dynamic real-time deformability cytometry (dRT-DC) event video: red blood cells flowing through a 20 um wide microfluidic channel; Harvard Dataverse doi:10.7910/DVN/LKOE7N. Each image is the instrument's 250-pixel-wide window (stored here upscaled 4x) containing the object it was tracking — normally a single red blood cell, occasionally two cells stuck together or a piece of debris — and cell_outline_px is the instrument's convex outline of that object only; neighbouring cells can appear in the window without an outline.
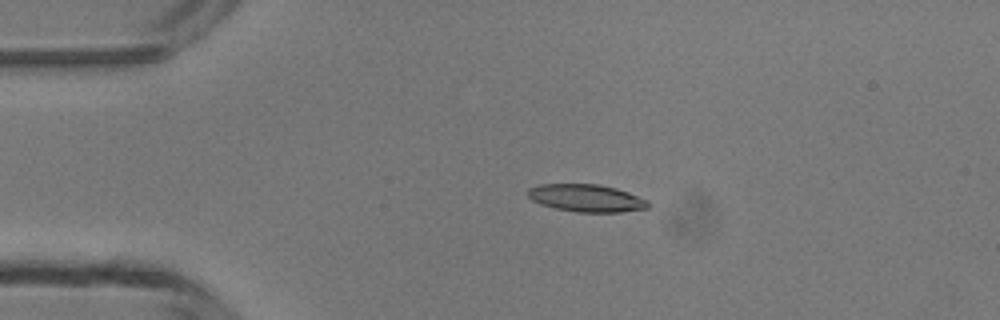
{"species": "common noctule bat (a hibernating species)", "species_latin": "Nyctalus noctula", "temperature_condition": "room temperature", "stored_images_in_passage": 2, "camera_frame_rate_fps": 3000, "um_per_image_px": 0.085, "animal": {"sex": "male", "body_mass_g": 13.3}, "frame": {"image": 1, "passage_image": 1, "time_ms": 0.0, "image_size_px": [1000, 320], "cell_outline_px": [[648, 208], [620, 212], [580, 212], [556, 208], [540, 204], [532, 200], [528, 196], [528, 188], [540, 184], [600, 184], [616, 188], [628, 192], [648, 200]], "centroid_in_image_um": [49.84, 16.83], "position_along_channel_um": 35.2, "area_um2": 19.19}}